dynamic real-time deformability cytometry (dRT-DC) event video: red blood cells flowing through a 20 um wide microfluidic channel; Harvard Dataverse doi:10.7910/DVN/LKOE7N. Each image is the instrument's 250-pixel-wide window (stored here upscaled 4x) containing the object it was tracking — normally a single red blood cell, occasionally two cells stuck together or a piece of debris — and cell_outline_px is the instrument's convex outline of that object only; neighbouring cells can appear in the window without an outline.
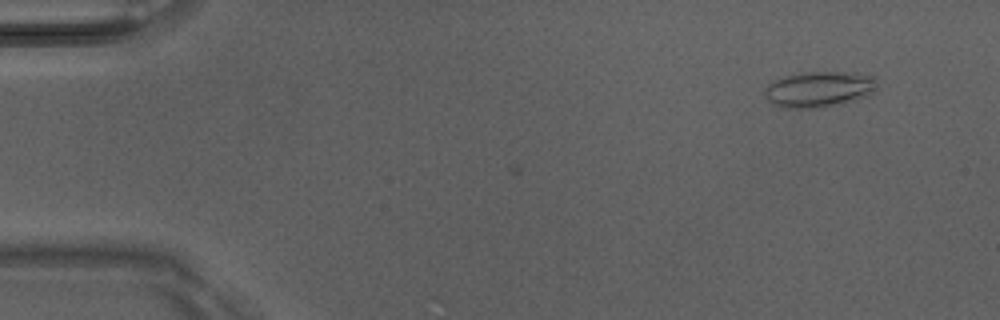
{"species": "Egyptian fruit bat (a non-hibernating species)", "species_latin": "Rousettus aegyptiacus", "temperature_condition": "room temperature", "stored_images_in_passage": 3, "camera_frame_rate_fps": 3000, "um_per_image_px": 0.085, "animal": {"sex": "male"}, "frame": {"image": 1, "passage_image": 3, "time_ms": 0.667, "image_size_px": [1000, 320], "cell_outline_px": [[876, 76], [872, 92], [868, 96], [840, 104], [816, 108], [780, 108], [772, 104], [764, 96], [764, 88], [772, 80], [784, 76], [800, 72], [852, 72]], "centroid_in_image_um": [69.55, 7.58], "position_along_channel_um": 15.5, "area_um2": 23.7}}